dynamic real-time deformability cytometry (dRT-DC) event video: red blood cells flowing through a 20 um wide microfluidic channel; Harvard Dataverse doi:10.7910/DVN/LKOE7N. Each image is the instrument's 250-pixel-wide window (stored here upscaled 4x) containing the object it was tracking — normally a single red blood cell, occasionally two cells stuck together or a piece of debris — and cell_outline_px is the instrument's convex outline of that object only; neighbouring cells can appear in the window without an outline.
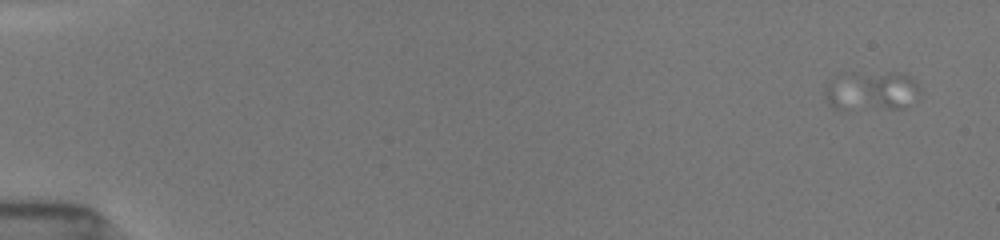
{"species": "common noctule bat (a hibernating species)", "species_latin": "Nyctalus noctula", "temperature_condition": "room temperature", "stored_images_in_passage": 6, "camera_frame_rate_fps": 3000, "um_per_image_px": 0.085, "animal": {"sex": "female", "body_mass_g": 19.5, "forearm_length_mm": 54.1}, "frame": {"image": 1, "passage_image": 6, "time_ms": 1.667, "image_size_px": [1000, 240], "cell_outline_px": [[920, 96], [916, 100], [900, 108], [888, 108], [880, 104], [852, 76], [852, 72], [904, 72], [912, 76], [920, 88]], "centroid_in_image_um": [75.62, 7.45], "position_along_channel_um": 9.4, "area_um2": 12.48}}